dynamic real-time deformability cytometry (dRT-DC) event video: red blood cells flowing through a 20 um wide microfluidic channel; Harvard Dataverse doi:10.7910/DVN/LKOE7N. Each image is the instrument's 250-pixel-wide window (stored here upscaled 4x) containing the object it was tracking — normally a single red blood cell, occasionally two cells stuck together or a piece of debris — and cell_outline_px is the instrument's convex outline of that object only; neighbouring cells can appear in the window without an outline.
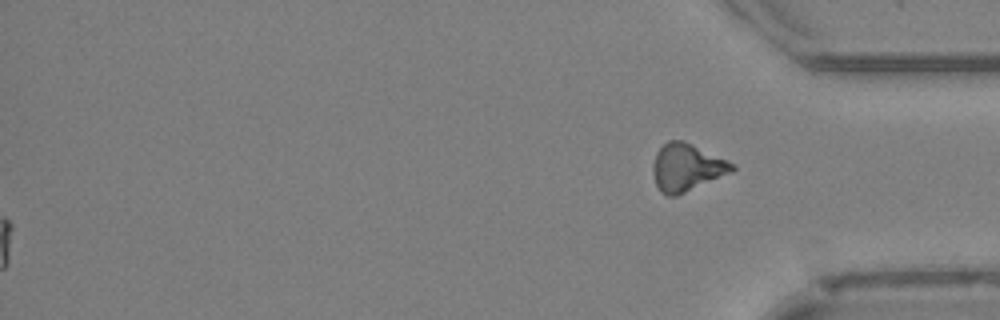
{"species": "Egyptian fruit bat (a non-hibernating species)", "species_latin": "Rousettus aegyptiacus", "temperature_condition": "cold", "stored_images_in_passage": 44, "segment_of_instrument_passage": [2, 2], "camera_frame_rate_fps": 3000, "um_per_image_px": 0.085, "animal": {"sex": "female"}, "frame": {"image": 1, "passage_image": 44, "time_ms": 14.333, "image_size_px": [1000, 320], "cell_outline_px": [[736, 168], [732, 172], [676, 196], [668, 196], [660, 192], [656, 184], [652, 172], [652, 164], [656, 152], [668, 140], [684, 140], [736, 164]], "centroid_in_image_um": [58.36, 14.22], "position_along_channel_um": 376.8, "area_um2": 21.96}}